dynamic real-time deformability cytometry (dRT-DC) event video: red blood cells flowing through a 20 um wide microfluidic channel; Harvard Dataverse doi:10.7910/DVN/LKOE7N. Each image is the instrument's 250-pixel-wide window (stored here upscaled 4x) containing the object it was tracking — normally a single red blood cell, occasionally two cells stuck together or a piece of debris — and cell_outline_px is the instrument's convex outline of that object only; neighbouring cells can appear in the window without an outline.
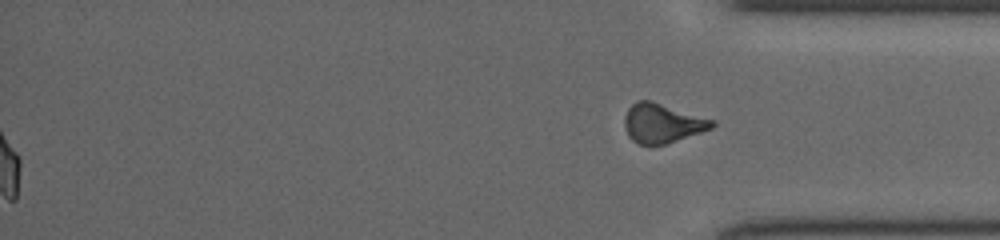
{"species": "common noctule bat (a hibernating species)", "species_latin": "Nyctalus noctula", "temperature_condition": "cold", "stored_images_in_passage": 44, "segment_of_instrument_passage": [2, 2], "camera_frame_rate_fps": 3000, "um_per_image_px": 0.085, "animal": {"sex": "female", "body_mass_g": 19.5, "forearm_length_mm": 54.1}, "frame": {"image": 1, "passage_image": 44, "time_ms": 14.333, "image_size_px": [1000, 240], "cell_outline_px": [[716, 124], [712, 128], [652, 148], [640, 144], [632, 140], [628, 136], [624, 124], [624, 116], [628, 108], [636, 100], [652, 100], [716, 120]], "centroid_in_image_um": [56.28, 10.47], "position_along_channel_um": 378.9, "area_um2": 20.4}}